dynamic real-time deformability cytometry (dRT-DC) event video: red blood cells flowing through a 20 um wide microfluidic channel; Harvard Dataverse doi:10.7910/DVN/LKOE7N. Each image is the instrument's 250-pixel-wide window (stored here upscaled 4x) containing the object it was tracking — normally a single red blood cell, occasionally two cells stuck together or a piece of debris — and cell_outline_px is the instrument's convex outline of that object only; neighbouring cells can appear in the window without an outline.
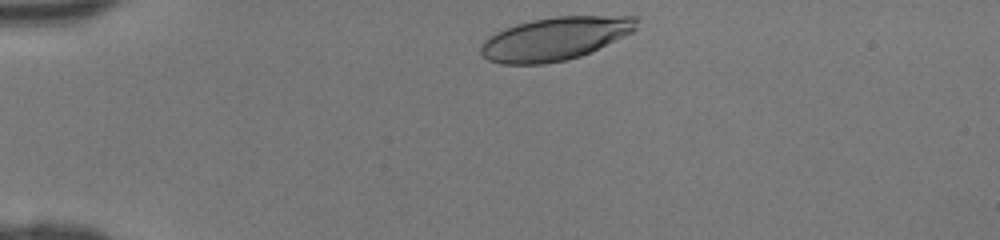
{"species": "human", "species_latin": "Homo sapiens", "temperature_condition": "room temperature", "stored_images_in_passage": 31, "camera_frame_rate_fps": 3000, "um_per_image_px": 0.085, "donor": {"sex": "female"}, "frame": {"image": 1, "passage_image": 1, "time_ms": 0.0, "image_size_px": [1000, 240], "cell_outline_px": [[640, 20], [636, 28], [632, 32], [624, 36], [580, 56], [564, 60], [544, 64], [500, 64], [488, 60], [480, 52], [480, 44], [488, 36], [504, 28], [516, 24], [532, 20], [552, 16], [640, 16]], "centroid_in_image_um": [47.16, 3.27], "position_along_channel_um": 37.8, "area_um2": 39.19}}
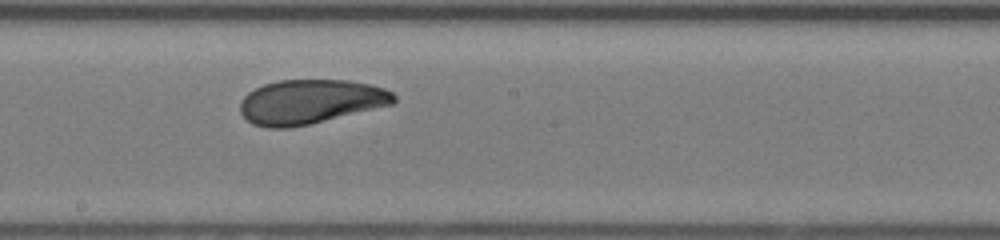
{"frame": {"image": 2, "passage_image": 17, "time_ms": 5.333, "image_size_px": [1000, 240], "cell_outline_px": [[396, 100], [392, 104], [308, 124], [288, 128], [268, 128], [252, 124], [240, 112], [240, 104], [244, 96], [248, 92], [264, 84], [280, 80], [348, 80], [372, 84], [384, 88], [392, 92], [396, 96]], "centroid_in_image_um": [26.37, 8.63], "position_along_channel_um": 221.8, "area_um2": 39.48}}
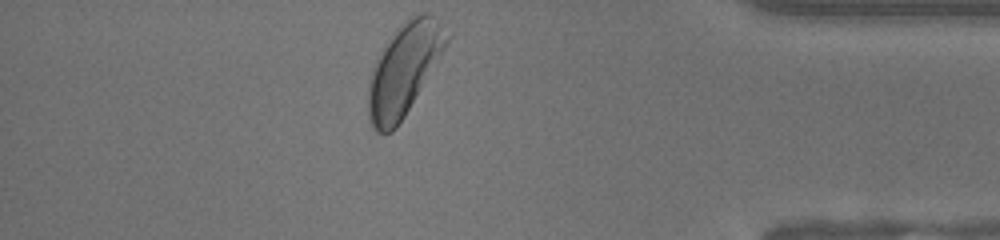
{"frame": {"image": 3, "passage_image": 31, "time_ms": 10.0, "image_size_px": [1000, 240], "cell_outline_px": [[452, 36], [404, 116], [396, 128], [392, 132], [376, 132], [372, 128], [368, 120], [368, 80], [376, 56], [392, 32], [400, 24], [412, 16], [424, 12], [432, 12], [452, 32]], "centroid_in_image_um": [34.34, 5.83], "position_along_channel_um": 400.9, "area_um2": 42.31}}